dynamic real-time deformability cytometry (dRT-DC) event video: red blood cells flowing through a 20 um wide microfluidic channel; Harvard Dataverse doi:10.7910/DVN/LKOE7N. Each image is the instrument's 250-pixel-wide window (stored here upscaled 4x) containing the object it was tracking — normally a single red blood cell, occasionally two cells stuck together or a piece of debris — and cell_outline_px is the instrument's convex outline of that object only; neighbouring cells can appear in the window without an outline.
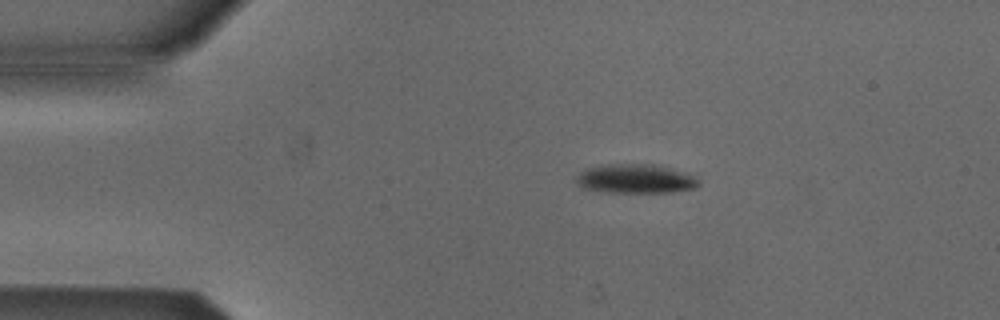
{"species": "Egyptian fruit bat (a non-hibernating species)", "species_latin": "Rousettus aegyptiacus", "temperature_condition": "cold", "stored_images_in_passage": 3, "camera_frame_rate_fps": 3000, "um_per_image_px": 0.085, "animal": {"sex": "male"}, "frame": {"image": 1, "passage_image": 1, "time_ms": 0.0, "image_size_px": [1000, 320], "cell_outline_px": [[700, 184], [696, 188], [672, 192], [608, 192], [584, 188], [576, 180], [576, 176], [580, 172], [588, 168], [608, 164], [652, 164], [668, 168], [692, 176], [700, 180]], "centroid_in_image_um": [54.02, 15.2], "position_along_channel_um": 31.0, "area_um2": 20.4}}
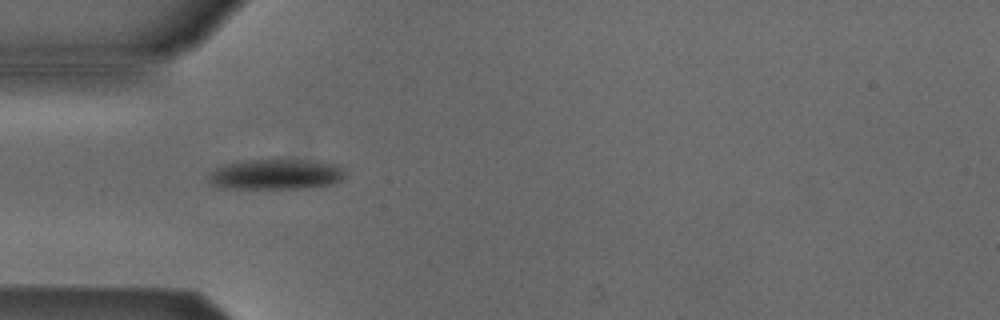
{"frame": {"image": 2, "passage_image": 2, "time_ms": 2.0, "image_size_px": [1000, 320], "cell_outline_px": [[344, 176], [340, 180], [332, 184], [300, 188], [220, 188], [212, 184], [208, 180], [212, 172], [216, 168], [224, 164], [248, 160], [276, 156], [340, 164], [344, 168]], "centroid_in_image_um": [23.48, 14.76], "position_along_channel_um": 61.5, "area_um2": 24.91}}
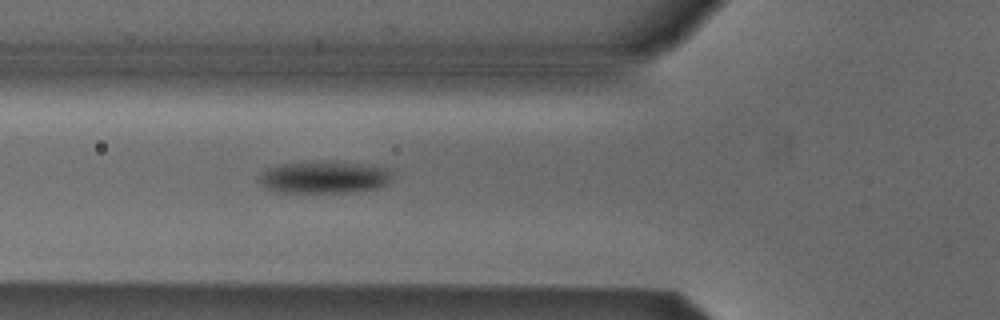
{"frame": {"image": 3, "passage_image": 3, "time_ms": 3.0, "image_size_px": [1000, 320], "cell_outline_px": [[388, 180], [380, 188], [348, 192], [284, 192], [268, 188], [260, 180], [260, 176], [264, 168], [280, 164], [312, 160], [336, 160], [384, 168], [388, 172]], "centroid_in_image_um": [27.49, 15.03], "position_along_channel_um": 98.3, "area_um2": 24.8}}